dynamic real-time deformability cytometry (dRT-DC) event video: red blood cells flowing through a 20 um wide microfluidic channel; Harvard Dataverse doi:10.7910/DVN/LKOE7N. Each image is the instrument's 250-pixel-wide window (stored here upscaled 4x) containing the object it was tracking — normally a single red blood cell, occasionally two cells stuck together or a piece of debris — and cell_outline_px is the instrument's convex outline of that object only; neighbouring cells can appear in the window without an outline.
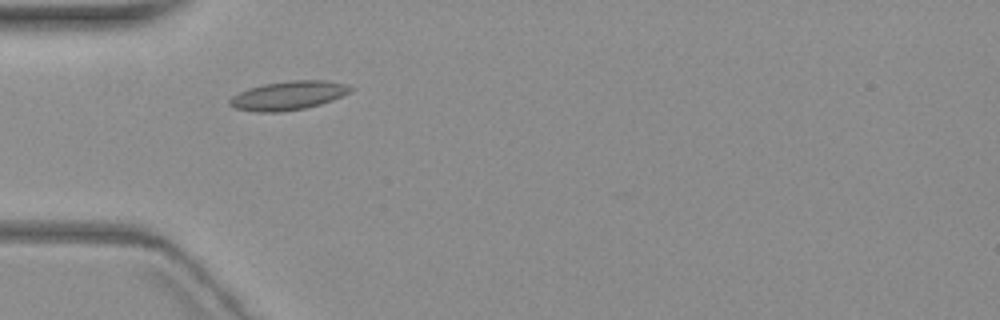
{"species": "common noctule bat (a hibernating species)", "species_latin": "Nyctalus noctula", "temperature_condition": "warm", "stored_images_in_passage": 3, "camera_frame_rate_fps": 3000, "um_per_image_px": 0.085, "animal": {"sex": "female", "body_mass_g": 19.3, "forearm_length_mm": 54.1}, "frame": {"image": 1, "passage_image": 2, "time_ms": 2.333, "image_size_px": [1000, 320], "cell_outline_px": [[352, 88], [348, 92], [332, 100], [320, 104], [304, 108], [280, 112], [256, 112], [236, 108], [228, 104], [228, 100], [232, 96], [248, 88], [264, 84], [292, 80], [328, 80], [344, 84]], "centroid_in_image_um": [24.45, 8.12], "position_along_channel_um": 60.5, "area_um2": 20.06}}
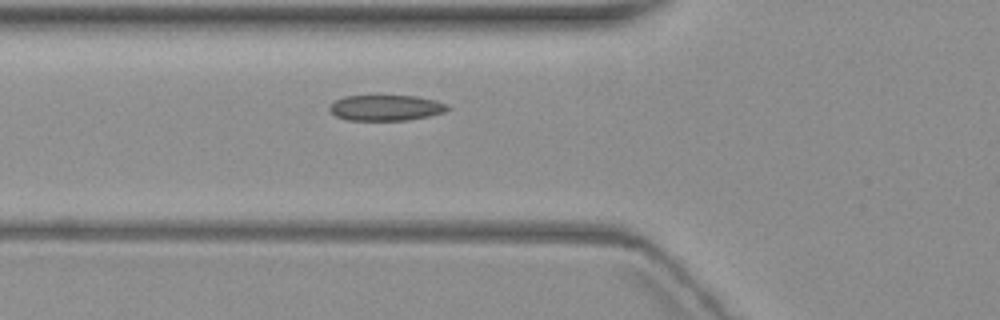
{"frame": {"image": 2, "passage_image": 3, "time_ms": 3.333, "image_size_px": [1000, 320], "cell_outline_px": [[452, 108], [444, 112], [428, 116], [404, 120], [348, 120], [336, 116], [328, 108], [336, 100], [344, 96], [416, 96], [436, 100], [448, 104]], "centroid_in_image_um": [32.84, 9.16], "position_along_channel_um": 93.0, "area_um2": 17.57}}